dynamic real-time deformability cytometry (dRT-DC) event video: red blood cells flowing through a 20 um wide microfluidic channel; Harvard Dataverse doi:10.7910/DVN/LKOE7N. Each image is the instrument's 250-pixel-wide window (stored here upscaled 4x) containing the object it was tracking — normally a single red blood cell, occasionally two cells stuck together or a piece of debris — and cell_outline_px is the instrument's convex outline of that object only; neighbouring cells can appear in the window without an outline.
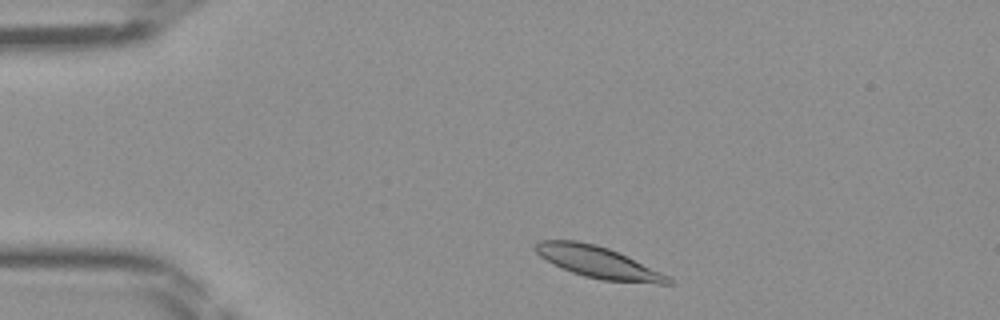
{"species": "Egyptian fruit bat (a non-hibernating species)", "species_latin": "Rousettus aegyptiacus", "temperature_condition": "room temperature", "stored_images_in_passage": 39, "camera_frame_rate_fps": 3000, "um_per_image_px": 0.085, "frame": {"image": 1, "passage_image": 1, "time_ms": 0.0, "image_size_px": [1000, 320], "cell_outline_px": [[672, 284], [656, 284], [600, 280], [584, 276], [572, 272], [552, 264], [540, 256], [532, 248], [540, 240], [576, 240], [596, 244], [608, 248], [660, 272], [668, 276], [672, 280]], "centroid_in_image_um": [50.79, 22.29], "position_along_channel_um": 34.2, "area_um2": 24.28}}
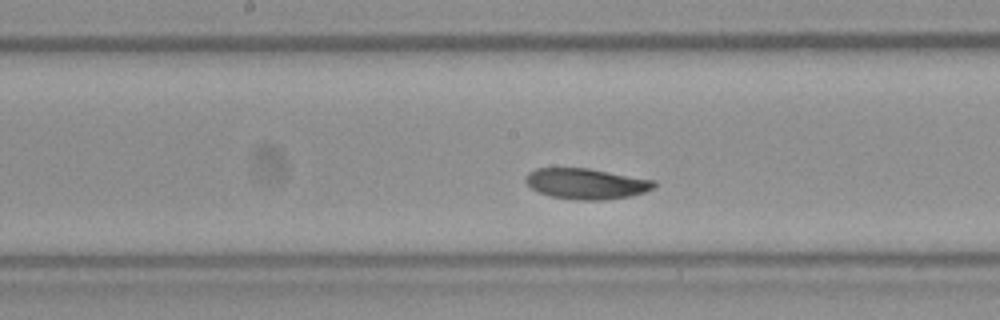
{"frame": {"image": 2, "passage_image": 16, "time_ms": 5.0, "image_size_px": [1000, 320], "cell_outline_px": [[656, 184], [652, 188], [644, 192], [628, 196], [604, 200], [580, 200], [552, 196], [540, 192], [532, 188], [524, 180], [524, 176], [528, 172], [536, 168], [588, 168], [656, 180]], "centroid_in_image_um": [49.82, 15.6], "position_along_channel_um": 198.4, "area_um2": 22.83}}
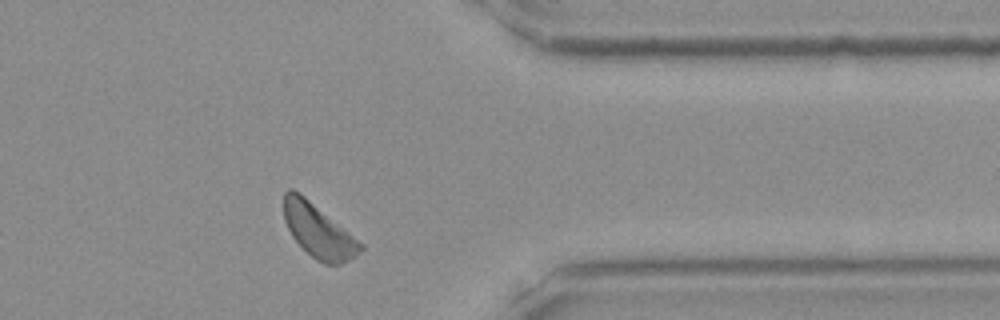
{"frame": {"image": 3, "passage_image": 30, "time_ms": 9.667, "image_size_px": [1000, 320], "cell_outline_px": [[364, 248], [348, 260], [340, 264], [324, 264], [316, 260], [292, 236], [284, 220], [284, 192], [288, 188], [292, 188], [304, 196], [364, 244]], "centroid_in_image_um": [27.06, 19.62], "position_along_channel_um": 384.3, "area_um2": 23.41}}